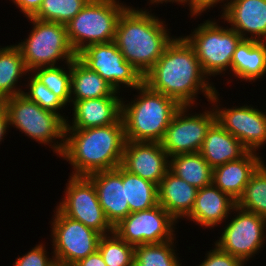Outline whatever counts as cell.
<instances>
[{
	"mask_svg": "<svg viewBox=\"0 0 266 266\" xmlns=\"http://www.w3.org/2000/svg\"><path fill=\"white\" fill-rule=\"evenodd\" d=\"M202 71L194 49L181 36L166 46L155 65L143 76L150 89L174 99L180 106H196L198 94L209 100L216 87ZM196 104V105H195Z\"/></svg>",
	"mask_w": 266,
	"mask_h": 266,
	"instance_id": "obj_1",
	"label": "cell"
},
{
	"mask_svg": "<svg viewBox=\"0 0 266 266\" xmlns=\"http://www.w3.org/2000/svg\"><path fill=\"white\" fill-rule=\"evenodd\" d=\"M125 142L122 118L103 127L65 129V145L59 158L73 166L71 176H88L120 166Z\"/></svg>",
	"mask_w": 266,
	"mask_h": 266,
	"instance_id": "obj_2",
	"label": "cell"
},
{
	"mask_svg": "<svg viewBox=\"0 0 266 266\" xmlns=\"http://www.w3.org/2000/svg\"><path fill=\"white\" fill-rule=\"evenodd\" d=\"M150 9L129 6L120 16L114 42L124 59L144 76L158 61L174 35Z\"/></svg>",
	"mask_w": 266,
	"mask_h": 266,
	"instance_id": "obj_3",
	"label": "cell"
},
{
	"mask_svg": "<svg viewBox=\"0 0 266 266\" xmlns=\"http://www.w3.org/2000/svg\"><path fill=\"white\" fill-rule=\"evenodd\" d=\"M135 90L137 95L133 94L132 101H125L124 96L122 98L121 118L126 141L160 143L181 106L174 99L150 89L145 83Z\"/></svg>",
	"mask_w": 266,
	"mask_h": 266,
	"instance_id": "obj_4",
	"label": "cell"
},
{
	"mask_svg": "<svg viewBox=\"0 0 266 266\" xmlns=\"http://www.w3.org/2000/svg\"><path fill=\"white\" fill-rule=\"evenodd\" d=\"M6 107L9 130L19 129L21 134L49 146L54 154L61 156L65 145L66 121L58 114L41 108L23 93L3 100ZM58 139V140H57Z\"/></svg>",
	"mask_w": 266,
	"mask_h": 266,
	"instance_id": "obj_5",
	"label": "cell"
},
{
	"mask_svg": "<svg viewBox=\"0 0 266 266\" xmlns=\"http://www.w3.org/2000/svg\"><path fill=\"white\" fill-rule=\"evenodd\" d=\"M128 7L121 0H90L65 24L73 51L78 54L88 45L114 41L118 20Z\"/></svg>",
	"mask_w": 266,
	"mask_h": 266,
	"instance_id": "obj_6",
	"label": "cell"
},
{
	"mask_svg": "<svg viewBox=\"0 0 266 266\" xmlns=\"http://www.w3.org/2000/svg\"><path fill=\"white\" fill-rule=\"evenodd\" d=\"M198 24L191 34L183 36L192 46L203 73L211 76L231 73V62L242 37L229 26H220V20L209 19Z\"/></svg>",
	"mask_w": 266,
	"mask_h": 266,
	"instance_id": "obj_7",
	"label": "cell"
},
{
	"mask_svg": "<svg viewBox=\"0 0 266 266\" xmlns=\"http://www.w3.org/2000/svg\"><path fill=\"white\" fill-rule=\"evenodd\" d=\"M32 23L28 36L16 44L29 72L39 67L70 63L77 56L70 46L65 24L27 18ZM57 63V64H56Z\"/></svg>",
	"mask_w": 266,
	"mask_h": 266,
	"instance_id": "obj_8",
	"label": "cell"
},
{
	"mask_svg": "<svg viewBox=\"0 0 266 266\" xmlns=\"http://www.w3.org/2000/svg\"><path fill=\"white\" fill-rule=\"evenodd\" d=\"M230 219L220 228L222 234L214 244L247 264L266 244V219L237 206L233 208Z\"/></svg>",
	"mask_w": 266,
	"mask_h": 266,
	"instance_id": "obj_9",
	"label": "cell"
},
{
	"mask_svg": "<svg viewBox=\"0 0 266 266\" xmlns=\"http://www.w3.org/2000/svg\"><path fill=\"white\" fill-rule=\"evenodd\" d=\"M51 217L52 252L55 261L74 265L98 250L103 236L83 223L65 216L57 207Z\"/></svg>",
	"mask_w": 266,
	"mask_h": 266,
	"instance_id": "obj_10",
	"label": "cell"
},
{
	"mask_svg": "<svg viewBox=\"0 0 266 266\" xmlns=\"http://www.w3.org/2000/svg\"><path fill=\"white\" fill-rule=\"evenodd\" d=\"M219 96L217 89L209 100L216 121L237 138L248 151L256 153L260 151V148L266 144V109L261 111L251 104L223 107Z\"/></svg>",
	"mask_w": 266,
	"mask_h": 266,
	"instance_id": "obj_11",
	"label": "cell"
},
{
	"mask_svg": "<svg viewBox=\"0 0 266 266\" xmlns=\"http://www.w3.org/2000/svg\"><path fill=\"white\" fill-rule=\"evenodd\" d=\"M57 207L65 216L83 223L101 235L113 233L99 203L96 188L87 176H69Z\"/></svg>",
	"mask_w": 266,
	"mask_h": 266,
	"instance_id": "obj_12",
	"label": "cell"
},
{
	"mask_svg": "<svg viewBox=\"0 0 266 266\" xmlns=\"http://www.w3.org/2000/svg\"><path fill=\"white\" fill-rule=\"evenodd\" d=\"M195 107L181 106L170 121L160 142L168 157L200 151L207 132L216 118L213 108L208 107V110L205 108L203 113L190 111Z\"/></svg>",
	"mask_w": 266,
	"mask_h": 266,
	"instance_id": "obj_13",
	"label": "cell"
},
{
	"mask_svg": "<svg viewBox=\"0 0 266 266\" xmlns=\"http://www.w3.org/2000/svg\"><path fill=\"white\" fill-rule=\"evenodd\" d=\"M77 57L97 72L115 91L121 92L122 87L131 92L143 83V76L124 59L114 41L88 45Z\"/></svg>",
	"mask_w": 266,
	"mask_h": 266,
	"instance_id": "obj_14",
	"label": "cell"
},
{
	"mask_svg": "<svg viewBox=\"0 0 266 266\" xmlns=\"http://www.w3.org/2000/svg\"><path fill=\"white\" fill-rule=\"evenodd\" d=\"M178 222L161 206L130 213L113 227L127 244L137 246L173 240Z\"/></svg>",
	"mask_w": 266,
	"mask_h": 266,
	"instance_id": "obj_15",
	"label": "cell"
},
{
	"mask_svg": "<svg viewBox=\"0 0 266 266\" xmlns=\"http://www.w3.org/2000/svg\"><path fill=\"white\" fill-rule=\"evenodd\" d=\"M120 166L159 185L169 170V157L159 142L126 141Z\"/></svg>",
	"mask_w": 266,
	"mask_h": 266,
	"instance_id": "obj_16",
	"label": "cell"
},
{
	"mask_svg": "<svg viewBox=\"0 0 266 266\" xmlns=\"http://www.w3.org/2000/svg\"><path fill=\"white\" fill-rule=\"evenodd\" d=\"M222 6L223 24L242 39L266 42V0H227Z\"/></svg>",
	"mask_w": 266,
	"mask_h": 266,
	"instance_id": "obj_17",
	"label": "cell"
},
{
	"mask_svg": "<svg viewBox=\"0 0 266 266\" xmlns=\"http://www.w3.org/2000/svg\"><path fill=\"white\" fill-rule=\"evenodd\" d=\"M94 184L99 203L112 227L130 214L123 185V168L99 171L87 176Z\"/></svg>",
	"mask_w": 266,
	"mask_h": 266,
	"instance_id": "obj_18",
	"label": "cell"
},
{
	"mask_svg": "<svg viewBox=\"0 0 266 266\" xmlns=\"http://www.w3.org/2000/svg\"><path fill=\"white\" fill-rule=\"evenodd\" d=\"M73 106V107H71ZM71 119L66 120L65 129H86L114 124L121 119L122 95L90 98L70 102Z\"/></svg>",
	"mask_w": 266,
	"mask_h": 266,
	"instance_id": "obj_19",
	"label": "cell"
},
{
	"mask_svg": "<svg viewBox=\"0 0 266 266\" xmlns=\"http://www.w3.org/2000/svg\"><path fill=\"white\" fill-rule=\"evenodd\" d=\"M235 206L236 201L212 183L198 189L195 203L186 221H193L195 225L212 230L229 219Z\"/></svg>",
	"mask_w": 266,
	"mask_h": 266,
	"instance_id": "obj_20",
	"label": "cell"
},
{
	"mask_svg": "<svg viewBox=\"0 0 266 266\" xmlns=\"http://www.w3.org/2000/svg\"><path fill=\"white\" fill-rule=\"evenodd\" d=\"M260 153L248 151L238 160L229 161L213 169L212 183L237 201L251 176L264 162Z\"/></svg>",
	"mask_w": 266,
	"mask_h": 266,
	"instance_id": "obj_21",
	"label": "cell"
},
{
	"mask_svg": "<svg viewBox=\"0 0 266 266\" xmlns=\"http://www.w3.org/2000/svg\"><path fill=\"white\" fill-rule=\"evenodd\" d=\"M198 189L168 170L158 185V203L177 222L191 213Z\"/></svg>",
	"mask_w": 266,
	"mask_h": 266,
	"instance_id": "obj_22",
	"label": "cell"
},
{
	"mask_svg": "<svg viewBox=\"0 0 266 266\" xmlns=\"http://www.w3.org/2000/svg\"><path fill=\"white\" fill-rule=\"evenodd\" d=\"M248 150L217 121L209 128L199 153L214 169L229 161L238 160Z\"/></svg>",
	"mask_w": 266,
	"mask_h": 266,
	"instance_id": "obj_23",
	"label": "cell"
},
{
	"mask_svg": "<svg viewBox=\"0 0 266 266\" xmlns=\"http://www.w3.org/2000/svg\"><path fill=\"white\" fill-rule=\"evenodd\" d=\"M231 74L248 83L266 77V42L242 39L232 58Z\"/></svg>",
	"mask_w": 266,
	"mask_h": 266,
	"instance_id": "obj_24",
	"label": "cell"
},
{
	"mask_svg": "<svg viewBox=\"0 0 266 266\" xmlns=\"http://www.w3.org/2000/svg\"><path fill=\"white\" fill-rule=\"evenodd\" d=\"M107 96H120V92L76 56L71 62L70 102Z\"/></svg>",
	"mask_w": 266,
	"mask_h": 266,
	"instance_id": "obj_25",
	"label": "cell"
},
{
	"mask_svg": "<svg viewBox=\"0 0 266 266\" xmlns=\"http://www.w3.org/2000/svg\"><path fill=\"white\" fill-rule=\"evenodd\" d=\"M28 73L21 51L16 44L0 46V101L23 93V83L20 80L27 77Z\"/></svg>",
	"mask_w": 266,
	"mask_h": 266,
	"instance_id": "obj_26",
	"label": "cell"
},
{
	"mask_svg": "<svg viewBox=\"0 0 266 266\" xmlns=\"http://www.w3.org/2000/svg\"><path fill=\"white\" fill-rule=\"evenodd\" d=\"M169 170L197 189L212 184L213 168L199 152L169 157Z\"/></svg>",
	"mask_w": 266,
	"mask_h": 266,
	"instance_id": "obj_27",
	"label": "cell"
},
{
	"mask_svg": "<svg viewBox=\"0 0 266 266\" xmlns=\"http://www.w3.org/2000/svg\"><path fill=\"white\" fill-rule=\"evenodd\" d=\"M123 185L130 213L158 205V185L123 169Z\"/></svg>",
	"mask_w": 266,
	"mask_h": 266,
	"instance_id": "obj_28",
	"label": "cell"
},
{
	"mask_svg": "<svg viewBox=\"0 0 266 266\" xmlns=\"http://www.w3.org/2000/svg\"><path fill=\"white\" fill-rule=\"evenodd\" d=\"M175 240L134 246L133 266H182Z\"/></svg>",
	"mask_w": 266,
	"mask_h": 266,
	"instance_id": "obj_29",
	"label": "cell"
},
{
	"mask_svg": "<svg viewBox=\"0 0 266 266\" xmlns=\"http://www.w3.org/2000/svg\"><path fill=\"white\" fill-rule=\"evenodd\" d=\"M236 206L266 219V163L265 161L251 176Z\"/></svg>",
	"mask_w": 266,
	"mask_h": 266,
	"instance_id": "obj_30",
	"label": "cell"
},
{
	"mask_svg": "<svg viewBox=\"0 0 266 266\" xmlns=\"http://www.w3.org/2000/svg\"><path fill=\"white\" fill-rule=\"evenodd\" d=\"M66 66V68H65ZM32 73L66 105L70 104L71 62L63 66L39 67Z\"/></svg>",
	"mask_w": 266,
	"mask_h": 266,
	"instance_id": "obj_31",
	"label": "cell"
},
{
	"mask_svg": "<svg viewBox=\"0 0 266 266\" xmlns=\"http://www.w3.org/2000/svg\"><path fill=\"white\" fill-rule=\"evenodd\" d=\"M98 251L107 266H133L134 246L127 244L114 232L100 238Z\"/></svg>",
	"mask_w": 266,
	"mask_h": 266,
	"instance_id": "obj_32",
	"label": "cell"
},
{
	"mask_svg": "<svg viewBox=\"0 0 266 266\" xmlns=\"http://www.w3.org/2000/svg\"><path fill=\"white\" fill-rule=\"evenodd\" d=\"M90 0H43L33 16L38 20L67 24Z\"/></svg>",
	"mask_w": 266,
	"mask_h": 266,
	"instance_id": "obj_33",
	"label": "cell"
},
{
	"mask_svg": "<svg viewBox=\"0 0 266 266\" xmlns=\"http://www.w3.org/2000/svg\"><path fill=\"white\" fill-rule=\"evenodd\" d=\"M27 78L28 83H24L26 89H24L23 94L37 103L41 108L58 114L66 121L69 117H65L64 113L61 114L60 111L62 112V109L65 110L67 105L32 73L30 74L29 72Z\"/></svg>",
	"mask_w": 266,
	"mask_h": 266,
	"instance_id": "obj_34",
	"label": "cell"
},
{
	"mask_svg": "<svg viewBox=\"0 0 266 266\" xmlns=\"http://www.w3.org/2000/svg\"><path fill=\"white\" fill-rule=\"evenodd\" d=\"M44 242L32 247L22 256H17L13 266H53L56 262L54 255L50 256Z\"/></svg>",
	"mask_w": 266,
	"mask_h": 266,
	"instance_id": "obj_35",
	"label": "cell"
},
{
	"mask_svg": "<svg viewBox=\"0 0 266 266\" xmlns=\"http://www.w3.org/2000/svg\"><path fill=\"white\" fill-rule=\"evenodd\" d=\"M212 249L207 251L205 259L196 266H245V263L231 254L222 251L215 244Z\"/></svg>",
	"mask_w": 266,
	"mask_h": 266,
	"instance_id": "obj_36",
	"label": "cell"
},
{
	"mask_svg": "<svg viewBox=\"0 0 266 266\" xmlns=\"http://www.w3.org/2000/svg\"><path fill=\"white\" fill-rule=\"evenodd\" d=\"M227 0H190V12L188 15L192 17H201L202 13H207L206 11L210 8H214L218 4L222 7ZM221 3V4H220Z\"/></svg>",
	"mask_w": 266,
	"mask_h": 266,
	"instance_id": "obj_37",
	"label": "cell"
},
{
	"mask_svg": "<svg viewBox=\"0 0 266 266\" xmlns=\"http://www.w3.org/2000/svg\"><path fill=\"white\" fill-rule=\"evenodd\" d=\"M16 8L20 9L24 17H33L40 9L43 0H11Z\"/></svg>",
	"mask_w": 266,
	"mask_h": 266,
	"instance_id": "obj_38",
	"label": "cell"
},
{
	"mask_svg": "<svg viewBox=\"0 0 266 266\" xmlns=\"http://www.w3.org/2000/svg\"><path fill=\"white\" fill-rule=\"evenodd\" d=\"M75 266H107L100 252L97 250L86 258L80 259Z\"/></svg>",
	"mask_w": 266,
	"mask_h": 266,
	"instance_id": "obj_39",
	"label": "cell"
},
{
	"mask_svg": "<svg viewBox=\"0 0 266 266\" xmlns=\"http://www.w3.org/2000/svg\"><path fill=\"white\" fill-rule=\"evenodd\" d=\"M9 130V123H8V116L6 107L3 103V101H0V144L4 137L6 136L7 131Z\"/></svg>",
	"mask_w": 266,
	"mask_h": 266,
	"instance_id": "obj_40",
	"label": "cell"
},
{
	"mask_svg": "<svg viewBox=\"0 0 266 266\" xmlns=\"http://www.w3.org/2000/svg\"><path fill=\"white\" fill-rule=\"evenodd\" d=\"M149 2H147V3H149V4H153V5H160V4H167V3H176L177 5L178 4H180L181 6L182 5H184L183 7L185 8V6H186V4H187V6L189 7V11H190V0H148Z\"/></svg>",
	"mask_w": 266,
	"mask_h": 266,
	"instance_id": "obj_41",
	"label": "cell"
},
{
	"mask_svg": "<svg viewBox=\"0 0 266 266\" xmlns=\"http://www.w3.org/2000/svg\"><path fill=\"white\" fill-rule=\"evenodd\" d=\"M53 266H75V265H71V264H63V263L55 262V263L53 264Z\"/></svg>",
	"mask_w": 266,
	"mask_h": 266,
	"instance_id": "obj_42",
	"label": "cell"
}]
</instances>
